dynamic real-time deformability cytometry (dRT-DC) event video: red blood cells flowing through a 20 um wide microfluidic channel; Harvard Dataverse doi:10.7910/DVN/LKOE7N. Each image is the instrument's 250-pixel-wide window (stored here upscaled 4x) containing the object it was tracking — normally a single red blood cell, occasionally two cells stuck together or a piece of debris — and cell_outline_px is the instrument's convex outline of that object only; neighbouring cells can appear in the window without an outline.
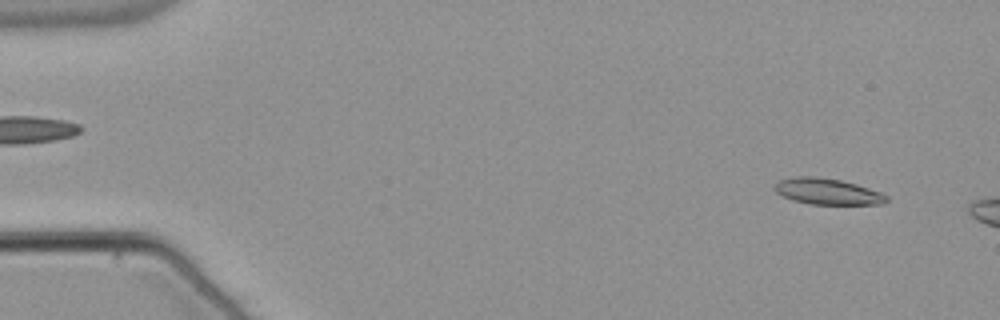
{"species": "common noctule bat (a hibernating species)", "species_latin": "Nyctalus noctula", "temperature_condition": "warm", "stored_images_in_passage": 13, "camera_frame_rate_fps": 3000, "um_per_image_px": 0.085, "animal": {"sex": "male", "body_mass_g": 21.5, "forearm_length_mm": 52.0}, "frame": {"image": 1, "passage_image": 3, "time_ms": 0.667, "image_size_px": [1000, 320], "cell_outline_px": [[888, 200], [884, 204], [812, 204], [792, 200], [776, 192], [772, 188], [780, 180], [796, 176], [816, 176], [840, 180], [856, 184], [880, 192], [888, 196]], "centroid_in_image_um": [70.33, 16.27], "position_along_channel_um": 14.7, "area_um2": 16.94}}